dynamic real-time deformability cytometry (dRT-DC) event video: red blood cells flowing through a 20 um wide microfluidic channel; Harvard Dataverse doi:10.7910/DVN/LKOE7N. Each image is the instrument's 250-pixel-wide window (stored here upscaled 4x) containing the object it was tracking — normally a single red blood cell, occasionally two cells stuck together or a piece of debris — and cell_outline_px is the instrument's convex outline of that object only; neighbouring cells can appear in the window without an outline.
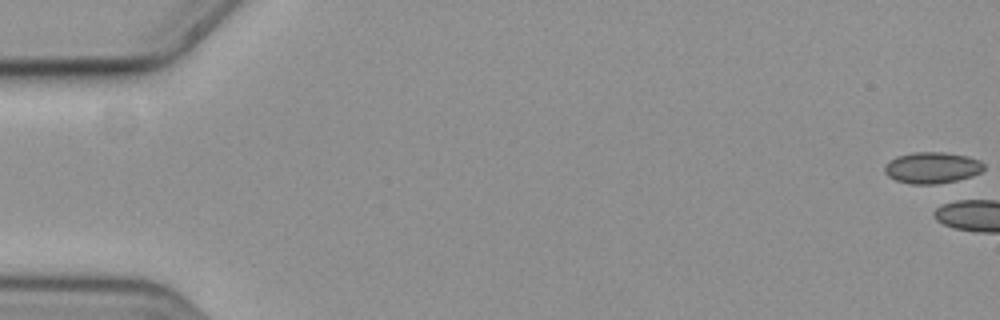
{"species": "common noctule bat (a hibernating species)", "species_latin": "Nyctalus noctula", "temperature_condition": "cold", "stored_images_in_passage": 5, "camera_frame_rate_fps": 3000, "um_per_image_px": 0.085, "animal": {"sex": "female", "body_mass_g": 19.3, "forearm_length_mm": 54.1}, "frame": {"image": 1, "passage_image": 1, "time_ms": 0.0, "image_size_px": [1000, 320], "cell_outline_px": [[984, 168], [980, 172], [972, 176], [956, 180], [936, 184], [908, 184], [896, 180], [888, 176], [884, 172], [884, 164], [888, 160], [896, 156], [912, 152], [944, 152], [968, 156], [980, 160], [984, 164]], "centroid_in_image_um": [79.19, 14.25], "position_along_channel_um": 5.8, "area_um2": 18.32}}